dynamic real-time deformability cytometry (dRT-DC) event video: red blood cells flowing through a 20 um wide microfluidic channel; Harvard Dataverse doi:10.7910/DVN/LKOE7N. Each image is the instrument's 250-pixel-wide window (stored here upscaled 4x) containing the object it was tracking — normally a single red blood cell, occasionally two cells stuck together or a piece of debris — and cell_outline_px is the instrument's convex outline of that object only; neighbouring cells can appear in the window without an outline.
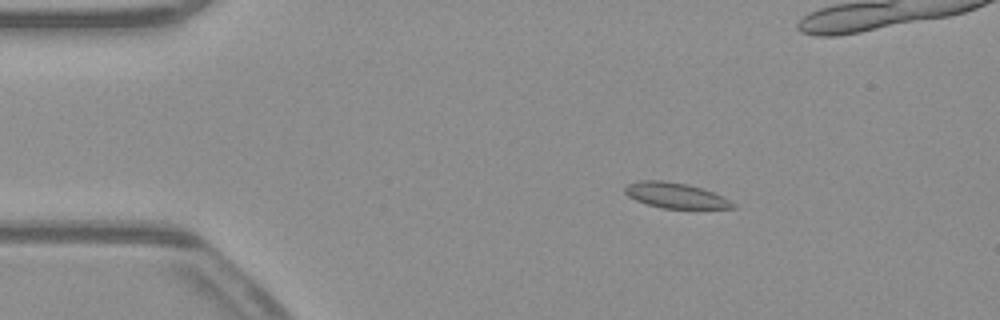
{"species": "common noctule bat (a hibernating species)", "species_latin": "Nyctalus noctula", "temperature_condition": "warm", "stored_images_in_passage": 54, "camera_frame_rate_fps": 3000, "um_per_image_px": 0.085, "animal": {"sex": "male", "body_mass_g": 23.1, "forearm_length_mm": 52.7}, "frame": {"image": 1, "passage_image": 9, "time_ms": 2.667, "image_size_px": [1000, 320], "cell_outline_px": [[736, 208], [664, 208], [648, 204], [636, 200], [628, 196], [624, 192], [624, 188], [628, 184], [640, 180], [664, 180], [688, 184], [712, 192], [736, 204]], "centroid_in_image_um": [57.38, 16.6], "position_along_channel_um": 27.6, "area_um2": 15.72}}
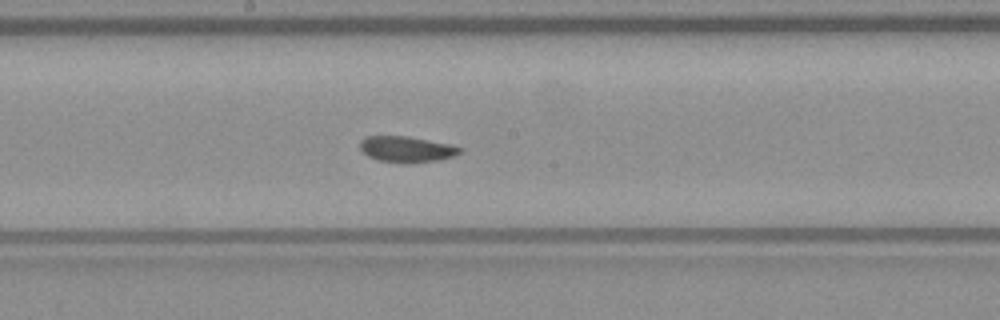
{"frame": {"image": 2, "passage_image": 28, "time_ms": 9.0, "image_size_px": [1000, 320], "cell_outline_px": [[464, 148], [456, 156], [436, 160], [408, 164], [380, 160], [368, 156], [360, 148], [360, 140], [364, 136], [408, 136], [452, 144]], "centroid_in_image_um": [34.59, 12.68], "position_along_channel_um": 213.6, "area_um2": 15.26}}
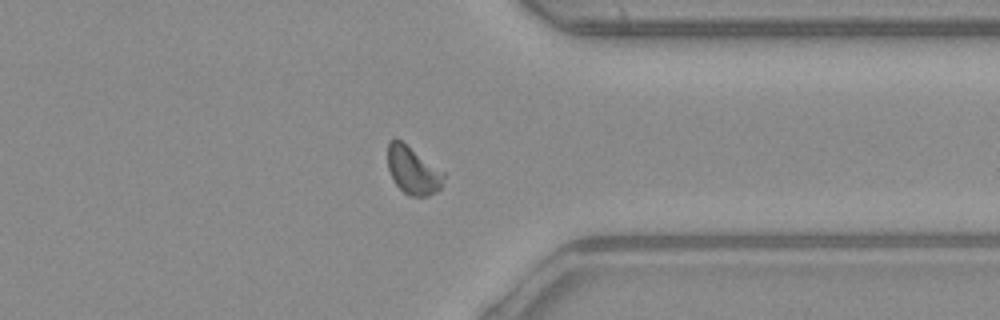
{"frame": {"image": 3, "passage_image": 41, "time_ms": 13.333, "image_size_px": [1000, 320], "cell_outline_px": [[444, 176], [440, 188], [436, 192], [428, 196], [408, 196], [396, 184], [388, 168], [388, 140], [396, 136], [444, 172]], "centroid_in_image_um": [35.08, 14.45], "position_along_channel_um": 376.3, "area_um2": 15.55}, "authors_computed_cell_mechanics": {"area_um2": 15.5482, "velocity_mm_per_s": 3.8938, "shape_relaxation_time_tau1_ms": 8.9185, "shape_relaxation_time_tau2_ms": null, "deformation_change_tau1": 0.1502, "deformation_change_tau2": null}}